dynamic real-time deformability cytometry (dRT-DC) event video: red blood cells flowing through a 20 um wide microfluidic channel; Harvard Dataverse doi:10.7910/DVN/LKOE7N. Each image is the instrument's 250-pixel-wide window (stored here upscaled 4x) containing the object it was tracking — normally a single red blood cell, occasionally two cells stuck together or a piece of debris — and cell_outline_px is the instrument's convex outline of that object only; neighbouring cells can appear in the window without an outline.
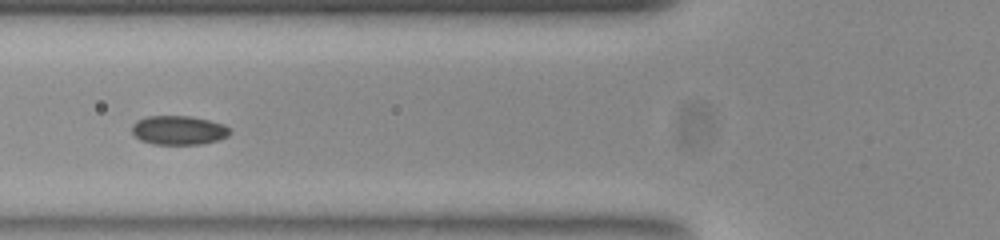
{"species": "common noctule bat (a hibernating species)", "species_latin": "Nyctalus noctula", "temperature_condition": "room temperature", "stored_images_in_passage": 30, "segment_of_instrument_passage": [2, 2], "camera_frame_rate_fps": 3000, "um_per_image_px": 0.085, "animal": {"sex": "female", "body_mass_g": 23.0, "forearm_length_mm": 53.4}, "frame": {"image": 1, "passage_image": 21, "time_ms": 6.667, "image_size_px": [1000, 240], "cell_outline_px": [[232, 132], [228, 136], [204, 144], [152, 144], [140, 140], [132, 132], [132, 124], [136, 120], [148, 116], [188, 116], [208, 120], [224, 124]], "centroid_in_image_um": [15.17, 11.07], "position_along_channel_um": 110.6, "area_um2": 16.59}}
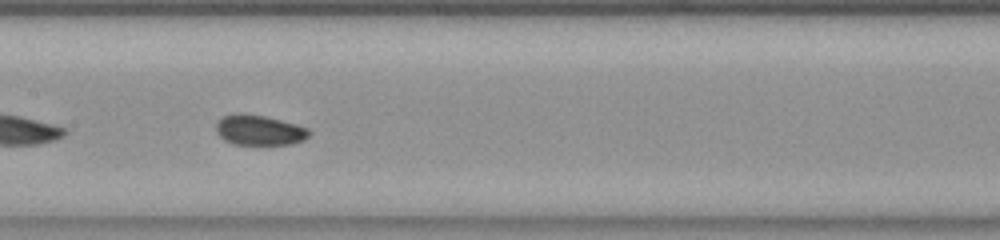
{"frame": {"image": 2, "passage_image": 27, "time_ms": 8.667, "image_size_px": [1000, 240], "cell_outline_px": [[312, 132], [304, 140], [288, 144], [236, 144], [224, 140], [216, 132], [216, 124], [220, 116], [232, 112], [240, 112], [264, 116], [296, 124], [308, 128]], "centroid_in_image_um": [22.0, 11.03], "position_along_channel_um": 185.4, "area_um2": 16.53}}